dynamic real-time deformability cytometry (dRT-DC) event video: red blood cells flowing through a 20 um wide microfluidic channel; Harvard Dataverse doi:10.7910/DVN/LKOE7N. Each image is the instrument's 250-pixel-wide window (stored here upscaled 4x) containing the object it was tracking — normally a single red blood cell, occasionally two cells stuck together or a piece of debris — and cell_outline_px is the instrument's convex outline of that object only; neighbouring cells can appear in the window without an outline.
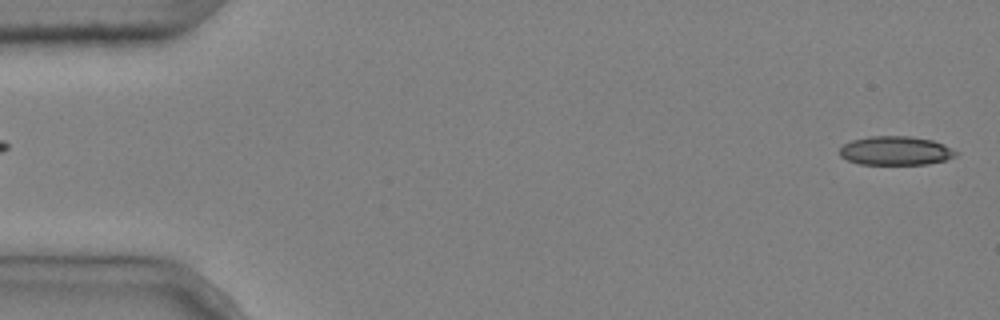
{"species": "common noctule bat (a hibernating species)", "species_latin": "Nyctalus noctula", "temperature_condition": "cold", "stored_images_in_passage": 4, "segment_of_instrument_passage": [2, 2], "camera_frame_rate_fps": 3000, "um_per_image_px": 0.085, "animal": {"sex": "male", "body_mass_g": 20.4}, "frame": {"image": 1, "passage_image": 4, "time_ms": 1.0, "image_size_px": [1000, 320], "cell_outline_px": [[960, 152], [956, 156], [944, 160], [928, 164], [860, 164], [848, 160], [840, 156], [840, 148], [844, 144], [852, 140], [868, 136], [908, 136], [932, 140], [944, 144]], "centroid_in_image_um": [76.15, 12.81], "position_along_channel_um": 8.9, "area_um2": 19.59}}